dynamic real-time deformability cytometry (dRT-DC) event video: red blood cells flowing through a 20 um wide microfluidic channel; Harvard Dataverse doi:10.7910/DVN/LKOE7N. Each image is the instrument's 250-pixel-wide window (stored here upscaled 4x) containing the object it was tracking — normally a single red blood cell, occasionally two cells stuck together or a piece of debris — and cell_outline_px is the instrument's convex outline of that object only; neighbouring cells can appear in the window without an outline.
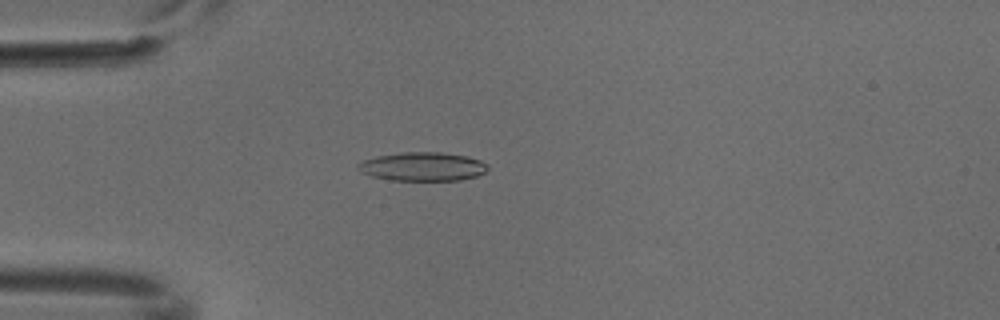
{"species": "common noctule bat (a hibernating species)", "species_latin": "Nyctalus noctula", "temperature_condition": "cold", "stored_images_in_passage": 2, "camera_frame_rate_fps": 3000, "um_per_image_px": 0.085, "animal": {"sex": "male", "body_mass_g": 18.8}, "frame": {"image": 1, "passage_image": 1, "time_ms": 0.0, "image_size_px": [1000, 320], "cell_outline_px": [[488, 168], [484, 172], [476, 176], [460, 180], [392, 180], [372, 176], [356, 168], [356, 164], [364, 160], [376, 156], [400, 152], [440, 152], [468, 156], [480, 160], [488, 164]], "centroid_in_image_um": [35.93, 14.15], "position_along_channel_um": 49.1, "area_um2": 21.68}}